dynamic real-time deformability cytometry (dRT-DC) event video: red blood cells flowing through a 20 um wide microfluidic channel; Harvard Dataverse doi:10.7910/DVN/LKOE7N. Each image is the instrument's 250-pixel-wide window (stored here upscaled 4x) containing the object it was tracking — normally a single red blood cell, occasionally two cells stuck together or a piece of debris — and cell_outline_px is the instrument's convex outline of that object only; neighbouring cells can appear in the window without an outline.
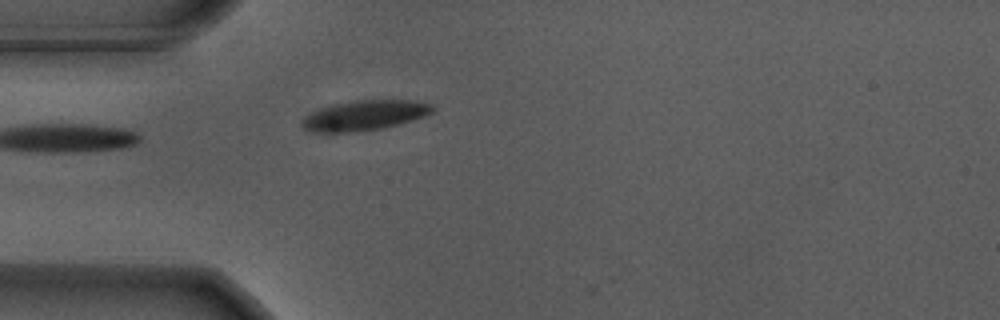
{"species": "Egyptian fruit bat (a non-hibernating species)", "species_latin": "Rousettus aegyptiacus", "temperature_condition": "warm", "stored_images_in_passage": 18, "camera_frame_rate_fps": 3000, "um_per_image_px": 0.085, "animal": {"sex": "male"}, "frame": {"image": 1, "passage_image": 1, "time_ms": 0.0, "image_size_px": [1000, 320], "cell_outline_px": [[436, 108], [432, 112], [424, 116], [400, 124], [384, 128], [356, 132], [312, 132], [304, 128], [300, 124], [300, 120], [304, 116], [320, 108], [332, 104], [356, 100], [416, 100], [432, 104]], "centroid_in_image_um": [30.99, 9.81], "position_along_channel_um": 54.0, "area_um2": 23.12}}